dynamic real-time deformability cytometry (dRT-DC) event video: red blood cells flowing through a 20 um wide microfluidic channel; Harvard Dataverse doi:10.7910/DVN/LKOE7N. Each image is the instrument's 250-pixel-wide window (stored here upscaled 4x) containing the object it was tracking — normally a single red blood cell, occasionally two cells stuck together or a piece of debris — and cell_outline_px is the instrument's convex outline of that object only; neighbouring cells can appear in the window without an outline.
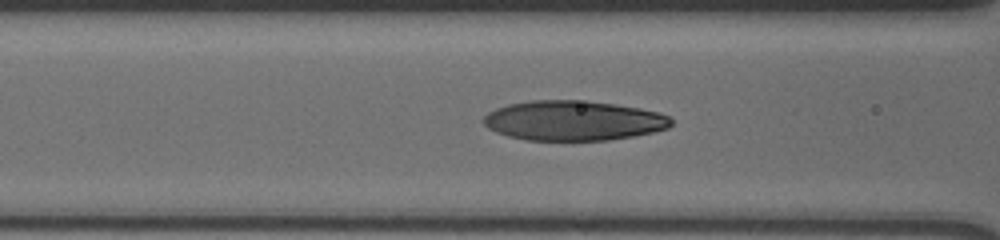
{"species": "human", "species_latin": "Homo sapiens", "temperature_condition": "cold", "stored_images_in_passage": 34, "camera_frame_rate_fps": 3000, "um_per_image_px": 0.085, "donor": {"sex": "male"}, "frame": {"image": 1, "passage_image": 11, "time_ms": 3.333, "image_size_px": [1000, 240], "cell_outline_px": [[672, 124], [668, 128], [652, 132], [632, 136], [608, 140], [528, 140], [508, 136], [496, 132], [488, 128], [480, 120], [488, 112], [496, 108], [508, 104], [528, 100], [584, 100], [616, 104], [640, 108], [656, 112], [668, 116], [672, 120]], "centroid_in_image_um": [48.7, 10.24], "position_along_channel_um": 117.9, "area_um2": 43.7}}
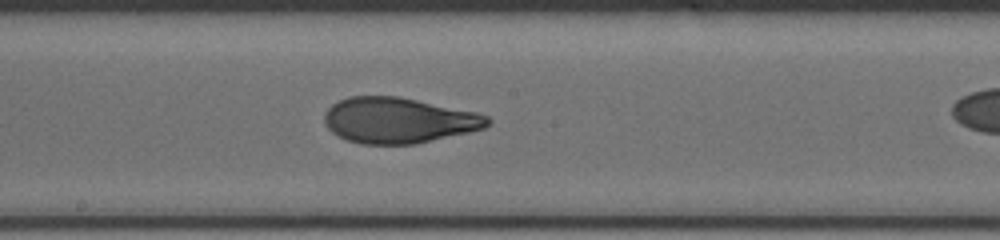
{"frame": {"image": 2, "passage_image": 19, "time_ms": 6.0, "image_size_px": [1000, 240], "cell_outline_px": [[492, 120], [484, 128], [468, 132], [416, 144], [364, 144], [348, 140], [332, 132], [324, 124], [324, 112], [332, 104], [348, 96], [396, 96], [476, 112], [488, 116]], "centroid_in_image_um": [33.85, 10.23], "position_along_channel_um": 214.3, "area_um2": 43.18}}
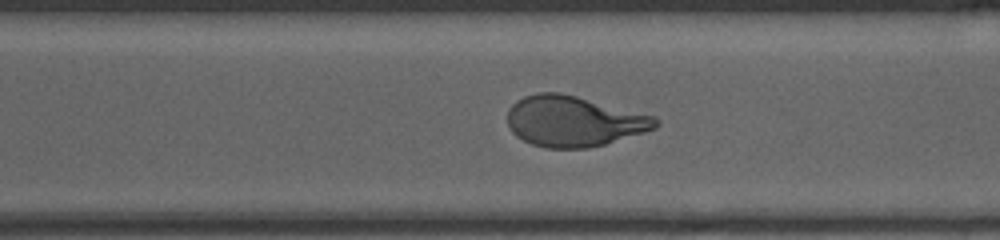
{"frame": {"image": 3, "passage_image": 28, "time_ms": 9.0, "image_size_px": [1000, 240], "cell_outline_px": [[660, 124], [656, 128], [644, 132], [604, 144], [588, 148], [544, 148], [532, 144], [516, 136], [508, 128], [508, 108], [516, 100], [524, 96], [536, 92], [560, 92], [656, 116], [660, 120]], "centroid_in_image_um": [48.76, 10.3], "position_along_channel_um": 321.8, "area_um2": 43.87}}